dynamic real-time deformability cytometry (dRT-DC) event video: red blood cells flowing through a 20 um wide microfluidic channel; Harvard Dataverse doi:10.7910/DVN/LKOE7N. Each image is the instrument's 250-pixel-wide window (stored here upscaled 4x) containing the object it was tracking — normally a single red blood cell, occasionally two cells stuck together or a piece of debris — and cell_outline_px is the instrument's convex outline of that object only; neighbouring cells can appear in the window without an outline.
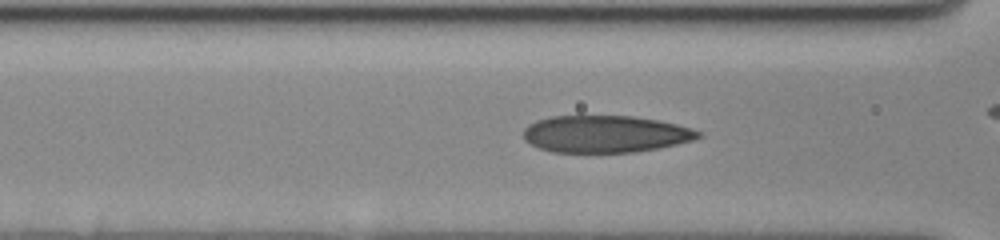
{"species": "human", "species_latin": "Homo sapiens", "temperature_condition": "cold", "stored_images_in_passage": 29, "camera_frame_rate_fps": 3000, "um_per_image_px": 0.085, "donor": {"sex": "female"}, "frame": {"image": 1, "passage_image": 5, "time_ms": 1.333, "image_size_px": [1000, 240], "cell_outline_px": [[704, 136], [692, 140], [676, 144], [636, 152], [552, 152], [540, 148], [524, 140], [524, 128], [528, 124], [536, 120], [552, 116], [632, 116], [660, 120], [692, 128], [704, 132]], "centroid_in_image_um": [51.48, 11.38], "position_along_channel_um": 115.1, "area_um2": 37.86}}
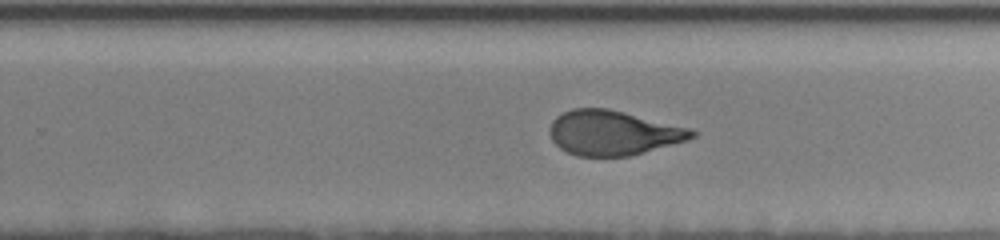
{"frame": {"image": 2, "passage_image": 19, "time_ms": 6.0, "image_size_px": [1000, 240], "cell_outline_px": [[700, 132], [696, 136], [688, 140], [644, 152], [628, 156], [576, 156], [560, 148], [552, 140], [548, 132], [552, 120], [556, 116], [572, 108], [608, 108], [692, 128]], "centroid_in_image_um": [52.13, 11.28], "position_along_channel_um": 277.7, "area_um2": 37.28}}
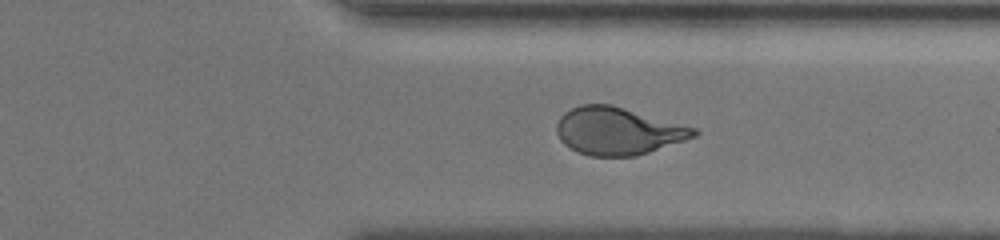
{"frame": {"image": 3, "passage_image": 26, "time_ms": 8.333, "image_size_px": [1000, 240], "cell_outline_px": [[700, 132], [696, 136], [636, 156], [588, 156], [576, 152], [564, 144], [560, 140], [556, 132], [556, 124], [560, 116], [564, 112], [580, 104], [612, 104], [696, 128]], "centroid_in_image_um": [52.48, 11.13], "position_along_channel_um": 358.9, "area_um2": 38.03}}